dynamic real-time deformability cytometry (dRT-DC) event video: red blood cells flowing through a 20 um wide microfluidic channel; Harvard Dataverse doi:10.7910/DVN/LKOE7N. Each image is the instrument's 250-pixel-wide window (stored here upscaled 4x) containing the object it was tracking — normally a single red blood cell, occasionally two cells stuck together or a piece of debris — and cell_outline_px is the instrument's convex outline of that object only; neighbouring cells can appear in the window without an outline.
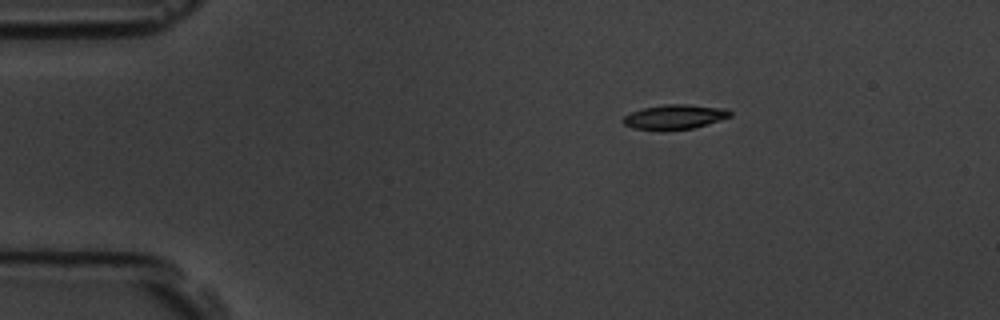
{"species": "common noctule bat (a hibernating species)", "species_latin": "Nyctalus noctula", "temperature_condition": "room temperature", "stored_images_in_passage": 3, "camera_frame_rate_fps": 3000, "um_per_image_px": 0.085, "animal": {"sex": "male", "body_mass_g": 19.5, "forearm_length_mm": 54.6}, "frame": {"image": 1, "passage_image": 1, "time_ms": 0.0, "image_size_px": [1000, 320], "cell_outline_px": [[732, 116], [720, 120], [692, 128], [632, 128], [624, 124], [620, 120], [624, 116], [632, 112], [644, 108], [664, 104], [688, 104], [728, 108], [732, 112]], "centroid_in_image_um": [57.4, 9.89], "position_along_channel_um": 27.6, "area_um2": 14.91}}
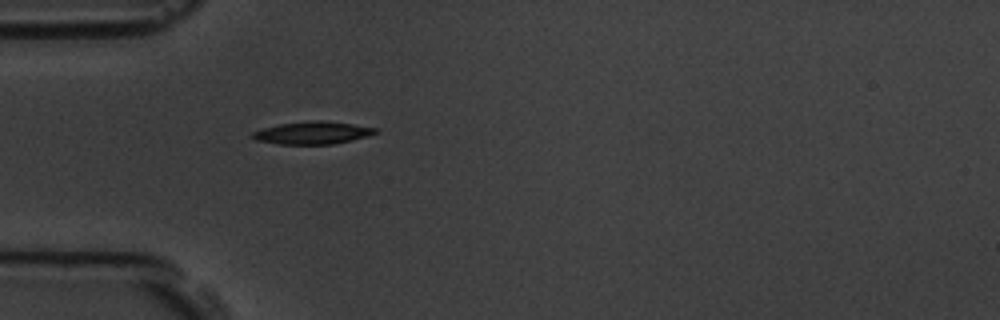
{"frame": {"image": 2, "passage_image": 3, "time_ms": 2.333, "image_size_px": [1000, 320], "cell_outline_px": [[380, 132], [368, 136], [352, 140], [332, 144], [280, 144], [256, 140], [252, 136], [252, 132], [264, 128], [280, 124], [312, 120], [320, 120], [352, 124], [380, 128]], "centroid_in_image_um": [26.64, 11.28], "position_along_channel_um": 58.4, "area_um2": 16.13}}